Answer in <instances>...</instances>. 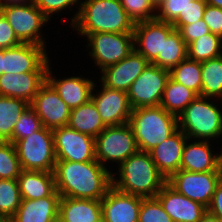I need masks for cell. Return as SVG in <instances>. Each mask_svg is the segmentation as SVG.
Returning <instances> with one entry per match:
<instances>
[{"label": "cell", "mask_w": 222, "mask_h": 222, "mask_svg": "<svg viewBox=\"0 0 222 222\" xmlns=\"http://www.w3.org/2000/svg\"><path fill=\"white\" fill-rule=\"evenodd\" d=\"M186 139L183 149L181 170L207 172L219 170V153L212 150L211 141ZM215 153V154H213Z\"/></svg>", "instance_id": "603a6c76"}, {"label": "cell", "mask_w": 222, "mask_h": 222, "mask_svg": "<svg viewBox=\"0 0 222 222\" xmlns=\"http://www.w3.org/2000/svg\"><path fill=\"white\" fill-rule=\"evenodd\" d=\"M56 160L87 162L96 160L95 138L69 126L52 130Z\"/></svg>", "instance_id": "7c38bea8"}, {"label": "cell", "mask_w": 222, "mask_h": 222, "mask_svg": "<svg viewBox=\"0 0 222 222\" xmlns=\"http://www.w3.org/2000/svg\"><path fill=\"white\" fill-rule=\"evenodd\" d=\"M216 101L198 95L178 116V128L192 140L222 138V110Z\"/></svg>", "instance_id": "5b68a950"}, {"label": "cell", "mask_w": 222, "mask_h": 222, "mask_svg": "<svg viewBox=\"0 0 222 222\" xmlns=\"http://www.w3.org/2000/svg\"><path fill=\"white\" fill-rule=\"evenodd\" d=\"M0 12L22 43L41 45L47 49L41 30L50 20L37 8L34 1L0 6Z\"/></svg>", "instance_id": "52a82bcc"}, {"label": "cell", "mask_w": 222, "mask_h": 222, "mask_svg": "<svg viewBox=\"0 0 222 222\" xmlns=\"http://www.w3.org/2000/svg\"><path fill=\"white\" fill-rule=\"evenodd\" d=\"M58 222H103L101 200L60 197Z\"/></svg>", "instance_id": "d4e9b609"}, {"label": "cell", "mask_w": 222, "mask_h": 222, "mask_svg": "<svg viewBox=\"0 0 222 222\" xmlns=\"http://www.w3.org/2000/svg\"><path fill=\"white\" fill-rule=\"evenodd\" d=\"M168 78L169 70L149 63L127 91L132 109L159 106Z\"/></svg>", "instance_id": "8fae6325"}, {"label": "cell", "mask_w": 222, "mask_h": 222, "mask_svg": "<svg viewBox=\"0 0 222 222\" xmlns=\"http://www.w3.org/2000/svg\"><path fill=\"white\" fill-rule=\"evenodd\" d=\"M138 222H173L156 198H144L141 202Z\"/></svg>", "instance_id": "f35d334b"}, {"label": "cell", "mask_w": 222, "mask_h": 222, "mask_svg": "<svg viewBox=\"0 0 222 222\" xmlns=\"http://www.w3.org/2000/svg\"><path fill=\"white\" fill-rule=\"evenodd\" d=\"M118 169L119 173L112 172V186L123 193L155 198L167 183L149 152H136L122 162Z\"/></svg>", "instance_id": "7a4b0ae2"}, {"label": "cell", "mask_w": 222, "mask_h": 222, "mask_svg": "<svg viewBox=\"0 0 222 222\" xmlns=\"http://www.w3.org/2000/svg\"><path fill=\"white\" fill-rule=\"evenodd\" d=\"M207 3L205 0H193L184 10L183 14L179 16L171 23L175 30H179L183 25L194 23L200 19H203V14Z\"/></svg>", "instance_id": "60d3db41"}, {"label": "cell", "mask_w": 222, "mask_h": 222, "mask_svg": "<svg viewBox=\"0 0 222 222\" xmlns=\"http://www.w3.org/2000/svg\"><path fill=\"white\" fill-rule=\"evenodd\" d=\"M187 44V46L194 40L198 39L199 37L203 36L204 34L211 33L209 26L204 22L203 19H200L194 23L183 25L178 30Z\"/></svg>", "instance_id": "b9f144b4"}, {"label": "cell", "mask_w": 222, "mask_h": 222, "mask_svg": "<svg viewBox=\"0 0 222 222\" xmlns=\"http://www.w3.org/2000/svg\"><path fill=\"white\" fill-rule=\"evenodd\" d=\"M31 1L33 0H0V6H4L7 4H24Z\"/></svg>", "instance_id": "7dc6e473"}, {"label": "cell", "mask_w": 222, "mask_h": 222, "mask_svg": "<svg viewBox=\"0 0 222 222\" xmlns=\"http://www.w3.org/2000/svg\"><path fill=\"white\" fill-rule=\"evenodd\" d=\"M222 55V38L213 33L204 34L187 46V57L197 62Z\"/></svg>", "instance_id": "1f68e13d"}, {"label": "cell", "mask_w": 222, "mask_h": 222, "mask_svg": "<svg viewBox=\"0 0 222 222\" xmlns=\"http://www.w3.org/2000/svg\"><path fill=\"white\" fill-rule=\"evenodd\" d=\"M14 145L22 170L54 171L57 160L52 130L43 126Z\"/></svg>", "instance_id": "8992f818"}, {"label": "cell", "mask_w": 222, "mask_h": 222, "mask_svg": "<svg viewBox=\"0 0 222 222\" xmlns=\"http://www.w3.org/2000/svg\"><path fill=\"white\" fill-rule=\"evenodd\" d=\"M35 5L39 10L42 11V13L49 19L51 20L52 15L57 13H61L62 11L66 10L67 8L70 9V11H73L74 6H77L78 4V11L73 13L71 20V26L74 24L76 21L79 11H80V6H81V1L82 0H33Z\"/></svg>", "instance_id": "74e56055"}, {"label": "cell", "mask_w": 222, "mask_h": 222, "mask_svg": "<svg viewBox=\"0 0 222 222\" xmlns=\"http://www.w3.org/2000/svg\"><path fill=\"white\" fill-rule=\"evenodd\" d=\"M134 23L156 19L157 7L152 0H120Z\"/></svg>", "instance_id": "d590c367"}, {"label": "cell", "mask_w": 222, "mask_h": 222, "mask_svg": "<svg viewBox=\"0 0 222 222\" xmlns=\"http://www.w3.org/2000/svg\"><path fill=\"white\" fill-rule=\"evenodd\" d=\"M30 103L18 98L0 95V141H10L13 129Z\"/></svg>", "instance_id": "f546056e"}, {"label": "cell", "mask_w": 222, "mask_h": 222, "mask_svg": "<svg viewBox=\"0 0 222 222\" xmlns=\"http://www.w3.org/2000/svg\"><path fill=\"white\" fill-rule=\"evenodd\" d=\"M155 198L173 222H199L207 208L178 193L166 183Z\"/></svg>", "instance_id": "d6986e66"}, {"label": "cell", "mask_w": 222, "mask_h": 222, "mask_svg": "<svg viewBox=\"0 0 222 222\" xmlns=\"http://www.w3.org/2000/svg\"><path fill=\"white\" fill-rule=\"evenodd\" d=\"M207 211L222 220V178L217 184L216 190L214 192V195L212 196Z\"/></svg>", "instance_id": "f6af8a7d"}, {"label": "cell", "mask_w": 222, "mask_h": 222, "mask_svg": "<svg viewBox=\"0 0 222 222\" xmlns=\"http://www.w3.org/2000/svg\"><path fill=\"white\" fill-rule=\"evenodd\" d=\"M135 23L120 0H83L71 28L83 37L94 33H133Z\"/></svg>", "instance_id": "3957f363"}, {"label": "cell", "mask_w": 222, "mask_h": 222, "mask_svg": "<svg viewBox=\"0 0 222 222\" xmlns=\"http://www.w3.org/2000/svg\"><path fill=\"white\" fill-rule=\"evenodd\" d=\"M60 193L30 200L22 199L21 205L10 222H58Z\"/></svg>", "instance_id": "cb8c5ba5"}, {"label": "cell", "mask_w": 222, "mask_h": 222, "mask_svg": "<svg viewBox=\"0 0 222 222\" xmlns=\"http://www.w3.org/2000/svg\"><path fill=\"white\" fill-rule=\"evenodd\" d=\"M22 44L5 16L0 12V49L13 48Z\"/></svg>", "instance_id": "ee69618b"}, {"label": "cell", "mask_w": 222, "mask_h": 222, "mask_svg": "<svg viewBox=\"0 0 222 222\" xmlns=\"http://www.w3.org/2000/svg\"><path fill=\"white\" fill-rule=\"evenodd\" d=\"M86 49L101 71L120 62L134 50L133 33H94L86 36Z\"/></svg>", "instance_id": "9c48e42d"}, {"label": "cell", "mask_w": 222, "mask_h": 222, "mask_svg": "<svg viewBox=\"0 0 222 222\" xmlns=\"http://www.w3.org/2000/svg\"><path fill=\"white\" fill-rule=\"evenodd\" d=\"M3 74V49H0V76Z\"/></svg>", "instance_id": "681fc988"}, {"label": "cell", "mask_w": 222, "mask_h": 222, "mask_svg": "<svg viewBox=\"0 0 222 222\" xmlns=\"http://www.w3.org/2000/svg\"><path fill=\"white\" fill-rule=\"evenodd\" d=\"M0 222H10V220L6 217L0 216Z\"/></svg>", "instance_id": "816d5d0a"}, {"label": "cell", "mask_w": 222, "mask_h": 222, "mask_svg": "<svg viewBox=\"0 0 222 222\" xmlns=\"http://www.w3.org/2000/svg\"><path fill=\"white\" fill-rule=\"evenodd\" d=\"M201 96L217 99L222 98V55L201 62Z\"/></svg>", "instance_id": "4dcf8cb0"}, {"label": "cell", "mask_w": 222, "mask_h": 222, "mask_svg": "<svg viewBox=\"0 0 222 222\" xmlns=\"http://www.w3.org/2000/svg\"><path fill=\"white\" fill-rule=\"evenodd\" d=\"M153 1V3L156 5V7L158 6V5H160L161 4V2L163 1V0H152Z\"/></svg>", "instance_id": "f5cc1de1"}, {"label": "cell", "mask_w": 222, "mask_h": 222, "mask_svg": "<svg viewBox=\"0 0 222 222\" xmlns=\"http://www.w3.org/2000/svg\"><path fill=\"white\" fill-rule=\"evenodd\" d=\"M169 77L201 96V62L187 57L169 71Z\"/></svg>", "instance_id": "d6a6232c"}, {"label": "cell", "mask_w": 222, "mask_h": 222, "mask_svg": "<svg viewBox=\"0 0 222 222\" xmlns=\"http://www.w3.org/2000/svg\"><path fill=\"white\" fill-rule=\"evenodd\" d=\"M199 222H222V220L219 217L211 214L209 211H206Z\"/></svg>", "instance_id": "bcb514c9"}, {"label": "cell", "mask_w": 222, "mask_h": 222, "mask_svg": "<svg viewBox=\"0 0 222 222\" xmlns=\"http://www.w3.org/2000/svg\"><path fill=\"white\" fill-rule=\"evenodd\" d=\"M187 58V44L180 32L174 30L170 35H163L162 55L151 63L166 70H171Z\"/></svg>", "instance_id": "f1b7e54d"}, {"label": "cell", "mask_w": 222, "mask_h": 222, "mask_svg": "<svg viewBox=\"0 0 222 222\" xmlns=\"http://www.w3.org/2000/svg\"><path fill=\"white\" fill-rule=\"evenodd\" d=\"M96 86L95 83L91 99L95 103L104 124L106 126H119L129 123L132 107L127 92L110 89L102 84L98 91Z\"/></svg>", "instance_id": "5bb4252c"}, {"label": "cell", "mask_w": 222, "mask_h": 222, "mask_svg": "<svg viewBox=\"0 0 222 222\" xmlns=\"http://www.w3.org/2000/svg\"><path fill=\"white\" fill-rule=\"evenodd\" d=\"M207 4L222 8V0H205Z\"/></svg>", "instance_id": "c3c4849f"}, {"label": "cell", "mask_w": 222, "mask_h": 222, "mask_svg": "<svg viewBox=\"0 0 222 222\" xmlns=\"http://www.w3.org/2000/svg\"><path fill=\"white\" fill-rule=\"evenodd\" d=\"M197 96L196 92L169 77L165 84L160 106L178 117Z\"/></svg>", "instance_id": "83f0119b"}, {"label": "cell", "mask_w": 222, "mask_h": 222, "mask_svg": "<svg viewBox=\"0 0 222 222\" xmlns=\"http://www.w3.org/2000/svg\"><path fill=\"white\" fill-rule=\"evenodd\" d=\"M52 69L51 64H49L46 81L55 89L70 109L77 108L91 99L94 80L81 75L58 79L52 74Z\"/></svg>", "instance_id": "44dd1931"}, {"label": "cell", "mask_w": 222, "mask_h": 222, "mask_svg": "<svg viewBox=\"0 0 222 222\" xmlns=\"http://www.w3.org/2000/svg\"><path fill=\"white\" fill-rule=\"evenodd\" d=\"M188 136L179 128L149 151L159 172L168 180L180 170L183 149Z\"/></svg>", "instance_id": "ffe728a7"}, {"label": "cell", "mask_w": 222, "mask_h": 222, "mask_svg": "<svg viewBox=\"0 0 222 222\" xmlns=\"http://www.w3.org/2000/svg\"><path fill=\"white\" fill-rule=\"evenodd\" d=\"M221 178L220 171L190 172L180 169L167 183L178 193L208 208Z\"/></svg>", "instance_id": "30bf717a"}, {"label": "cell", "mask_w": 222, "mask_h": 222, "mask_svg": "<svg viewBox=\"0 0 222 222\" xmlns=\"http://www.w3.org/2000/svg\"><path fill=\"white\" fill-rule=\"evenodd\" d=\"M219 170H220V172L222 174V152L219 153Z\"/></svg>", "instance_id": "f907efd6"}, {"label": "cell", "mask_w": 222, "mask_h": 222, "mask_svg": "<svg viewBox=\"0 0 222 222\" xmlns=\"http://www.w3.org/2000/svg\"><path fill=\"white\" fill-rule=\"evenodd\" d=\"M21 201L17 179H0V216L10 220L16 214Z\"/></svg>", "instance_id": "836d02e7"}, {"label": "cell", "mask_w": 222, "mask_h": 222, "mask_svg": "<svg viewBox=\"0 0 222 222\" xmlns=\"http://www.w3.org/2000/svg\"><path fill=\"white\" fill-rule=\"evenodd\" d=\"M97 160H57L54 168L56 191L61 197L101 200L112 187V172Z\"/></svg>", "instance_id": "6da1fadb"}, {"label": "cell", "mask_w": 222, "mask_h": 222, "mask_svg": "<svg viewBox=\"0 0 222 222\" xmlns=\"http://www.w3.org/2000/svg\"><path fill=\"white\" fill-rule=\"evenodd\" d=\"M191 1L193 0H163L157 6L156 19L172 23L179 14H183Z\"/></svg>", "instance_id": "ab89813d"}, {"label": "cell", "mask_w": 222, "mask_h": 222, "mask_svg": "<svg viewBox=\"0 0 222 222\" xmlns=\"http://www.w3.org/2000/svg\"><path fill=\"white\" fill-rule=\"evenodd\" d=\"M68 126L93 138H96L107 127L92 99L71 109Z\"/></svg>", "instance_id": "4316f807"}, {"label": "cell", "mask_w": 222, "mask_h": 222, "mask_svg": "<svg viewBox=\"0 0 222 222\" xmlns=\"http://www.w3.org/2000/svg\"><path fill=\"white\" fill-rule=\"evenodd\" d=\"M149 62L135 50L120 62L99 71L102 85L110 89L128 91Z\"/></svg>", "instance_id": "e0dca14e"}, {"label": "cell", "mask_w": 222, "mask_h": 222, "mask_svg": "<svg viewBox=\"0 0 222 222\" xmlns=\"http://www.w3.org/2000/svg\"><path fill=\"white\" fill-rule=\"evenodd\" d=\"M138 151L134 132L129 123L107 126L95 138V157L104 167H107L106 164L109 162L117 163L118 167L129 156Z\"/></svg>", "instance_id": "ba28073f"}, {"label": "cell", "mask_w": 222, "mask_h": 222, "mask_svg": "<svg viewBox=\"0 0 222 222\" xmlns=\"http://www.w3.org/2000/svg\"><path fill=\"white\" fill-rule=\"evenodd\" d=\"M48 53L45 47L30 43L3 49V73L47 72Z\"/></svg>", "instance_id": "4fadbf2b"}, {"label": "cell", "mask_w": 222, "mask_h": 222, "mask_svg": "<svg viewBox=\"0 0 222 222\" xmlns=\"http://www.w3.org/2000/svg\"><path fill=\"white\" fill-rule=\"evenodd\" d=\"M174 30L171 23L158 19L137 22L133 31L134 50L152 63L162 55L163 35H170Z\"/></svg>", "instance_id": "2e32d148"}, {"label": "cell", "mask_w": 222, "mask_h": 222, "mask_svg": "<svg viewBox=\"0 0 222 222\" xmlns=\"http://www.w3.org/2000/svg\"><path fill=\"white\" fill-rule=\"evenodd\" d=\"M143 199L112 186L101 199L103 222H138Z\"/></svg>", "instance_id": "ac0fdd59"}, {"label": "cell", "mask_w": 222, "mask_h": 222, "mask_svg": "<svg viewBox=\"0 0 222 222\" xmlns=\"http://www.w3.org/2000/svg\"><path fill=\"white\" fill-rule=\"evenodd\" d=\"M30 107L38 115L45 128L54 130L68 126L71 109L47 81L30 102Z\"/></svg>", "instance_id": "9a60e30c"}, {"label": "cell", "mask_w": 222, "mask_h": 222, "mask_svg": "<svg viewBox=\"0 0 222 222\" xmlns=\"http://www.w3.org/2000/svg\"><path fill=\"white\" fill-rule=\"evenodd\" d=\"M129 124L139 151L149 152L178 129V117L160 105L132 109Z\"/></svg>", "instance_id": "277c9868"}, {"label": "cell", "mask_w": 222, "mask_h": 222, "mask_svg": "<svg viewBox=\"0 0 222 222\" xmlns=\"http://www.w3.org/2000/svg\"><path fill=\"white\" fill-rule=\"evenodd\" d=\"M41 120L35 111L29 106L19 117L12 133L11 143L15 144L35 131L42 128Z\"/></svg>", "instance_id": "8d00e7d4"}, {"label": "cell", "mask_w": 222, "mask_h": 222, "mask_svg": "<svg viewBox=\"0 0 222 222\" xmlns=\"http://www.w3.org/2000/svg\"><path fill=\"white\" fill-rule=\"evenodd\" d=\"M203 20L209 26L211 33L222 38V8L207 4Z\"/></svg>", "instance_id": "7bdbcfd3"}, {"label": "cell", "mask_w": 222, "mask_h": 222, "mask_svg": "<svg viewBox=\"0 0 222 222\" xmlns=\"http://www.w3.org/2000/svg\"><path fill=\"white\" fill-rule=\"evenodd\" d=\"M21 170L15 145L0 141V179H17Z\"/></svg>", "instance_id": "e575fe53"}, {"label": "cell", "mask_w": 222, "mask_h": 222, "mask_svg": "<svg viewBox=\"0 0 222 222\" xmlns=\"http://www.w3.org/2000/svg\"><path fill=\"white\" fill-rule=\"evenodd\" d=\"M47 72L3 73L0 76V95L31 102L46 82Z\"/></svg>", "instance_id": "7402d4cb"}, {"label": "cell", "mask_w": 222, "mask_h": 222, "mask_svg": "<svg viewBox=\"0 0 222 222\" xmlns=\"http://www.w3.org/2000/svg\"><path fill=\"white\" fill-rule=\"evenodd\" d=\"M17 181L22 199H40L56 192L53 172L21 170Z\"/></svg>", "instance_id": "484cf974"}]
</instances>
